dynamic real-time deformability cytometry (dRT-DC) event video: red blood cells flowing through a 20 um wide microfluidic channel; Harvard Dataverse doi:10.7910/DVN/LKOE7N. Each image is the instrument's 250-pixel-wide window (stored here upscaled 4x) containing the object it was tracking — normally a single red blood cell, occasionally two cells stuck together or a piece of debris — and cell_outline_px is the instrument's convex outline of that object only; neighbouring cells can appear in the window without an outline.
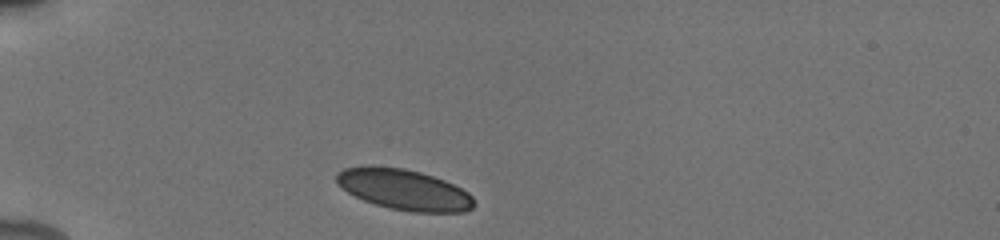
{"species": "human", "species_latin": "Homo sapiens", "temperature_condition": "cold", "stored_images_in_passage": 19, "camera_frame_rate_fps": 3000, "um_per_image_px": 0.085, "donor": {"sex": "male"}, "frame": {"image": 1, "passage_image": 1, "time_ms": 0.0, "image_size_px": [1000, 240], "cell_outline_px": [[476, 204], [472, 208], [464, 212], [412, 212], [392, 208], [376, 204], [364, 200], [348, 192], [336, 184], [336, 172], [344, 168], [364, 164], [372, 164], [404, 168], [420, 172], [444, 180], [468, 192], [472, 196]], "centroid_in_image_um": [34.3, 16.08], "position_along_channel_um": 50.7, "area_um2": 32.89}}
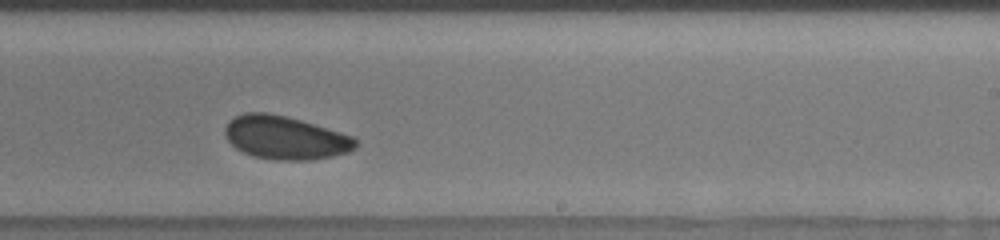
{"frame": {"image": 2, "passage_image": 10, "time_ms": 6.333, "image_size_px": [1000, 240], "cell_outline_px": [[356, 148], [348, 152], [332, 156], [308, 160], [276, 160], [252, 156], [236, 148], [224, 136], [224, 128], [228, 120], [244, 112], [268, 112], [300, 120], [340, 132], [352, 136], [356, 140]], "centroid_in_image_um": [24.2, 11.7], "position_along_channel_um": 264.8, "area_um2": 32.89}}
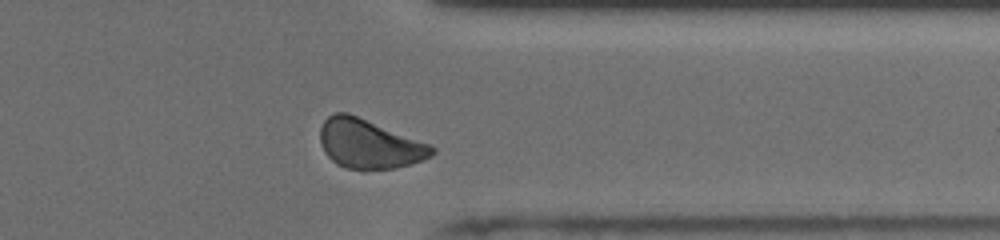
{"frame": {"image": 3, "passage_image": 15, "time_ms": 9.333, "image_size_px": [1000, 240], "cell_outline_px": [[436, 152], [432, 156], [396, 168], [348, 168], [336, 164], [324, 152], [320, 144], [320, 128], [324, 120], [328, 116], [336, 112], [348, 112], [428, 144], [436, 148]], "centroid_in_image_um": [31.34, 12.21], "position_along_channel_um": 380.1, "area_um2": 31.5}, "authors_computed_cell_mechanics": {"area_um2": 32.8882, "velocity_mm_per_s": 3.8573, "shape_relaxation_time_tau1_ms": 3.2028, "shape_relaxation_time_tau2_ms": 3.0128, "deformation_change_tau1": 0.0433, "deformation_change_tau2": 0.0707}}